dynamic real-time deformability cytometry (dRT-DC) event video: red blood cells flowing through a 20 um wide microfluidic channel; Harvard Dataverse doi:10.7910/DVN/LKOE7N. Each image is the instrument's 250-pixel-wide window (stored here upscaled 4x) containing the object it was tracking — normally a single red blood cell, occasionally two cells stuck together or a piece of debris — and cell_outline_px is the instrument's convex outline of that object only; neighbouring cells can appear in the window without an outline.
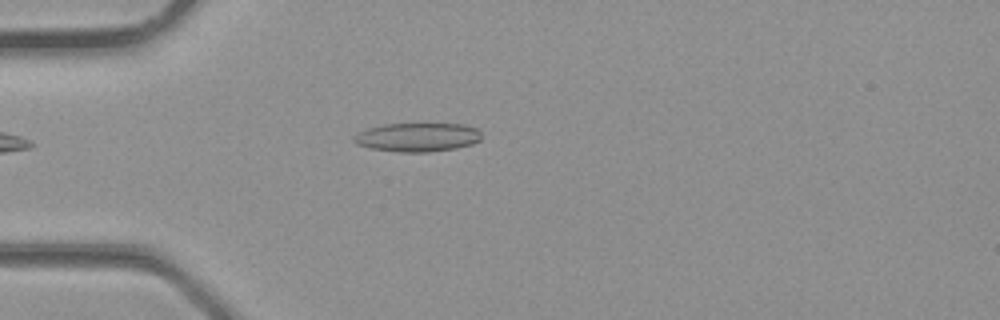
{"species": "common noctule bat (a hibernating species)", "species_latin": "Nyctalus noctula", "temperature_condition": "room temperature", "stored_images_in_passage": 28, "camera_frame_rate_fps": 3000, "um_per_image_px": 0.085, "animal": {"sex": "male", "body_mass_g": 23.1, "forearm_length_mm": 52.7}, "frame": {"image": 1, "passage_image": 3, "time_ms": 0.667, "image_size_px": [1000, 320], "cell_outline_px": [[480, 140], [472, 144], [456, 148], [428, 152], [400, 152], [372, 148], [356, 144], [352, 140], [360, 132], [368, 128], [384, 124], [464, 124], [476, 128], [480, 132]], "centroid_in_image_um": [35.51, 11.66], "position_along_channel_um": 49.5, "area_um2": 21.21}}
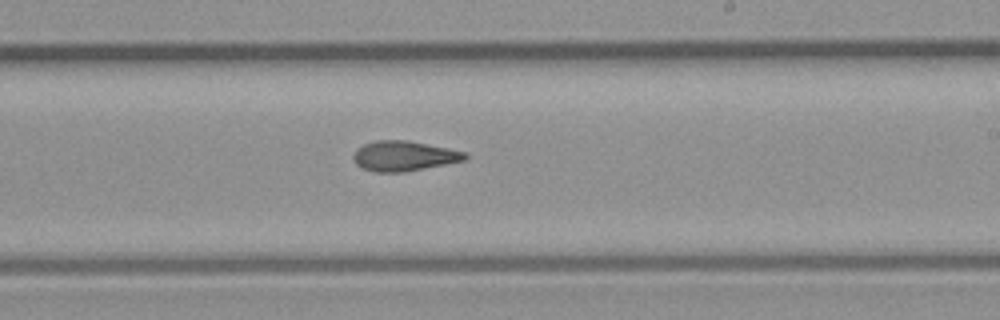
{"frame": {"image": 2, "passage_image": 14, "time_ms": 4.333, "image_size_px": [1000, 320], "cell_outline_px": [[468, 156], [464, 160], [404, 172], [372, 172], [356, 164], [352, 156], [356, 148], [364, 144], [376, 140], [408, 140], [468, 152]], "centroid_in_image_um": [34.31, 13.25], "position_along_channel_um": 254.7, "area_um2": 19.54}}
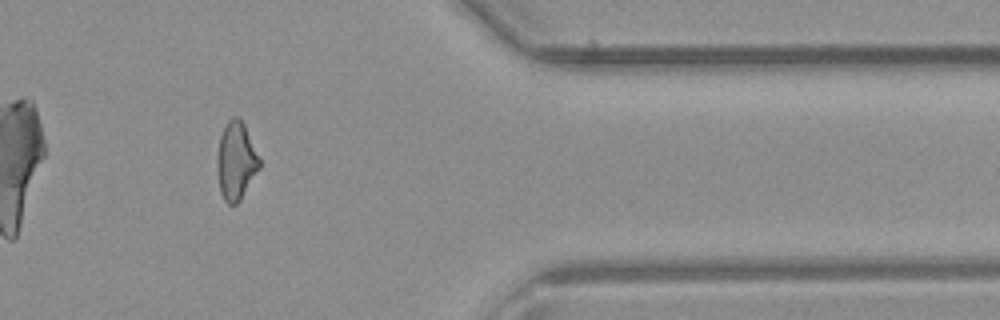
{"frame": {"image": 3, "passage_image": 22, "time_ms": 7.0, "image_size_px": [1000, 320], "cell_outline_px": [[260, 168], [240, 200], [236, 204], [228, 204], [224, 200], [220, 192], [216, 160], [216, 156], [220, 136], [224, 124], [232, 116], [236, 116], [244, 124], [260, 156]], "centroid_in_image_um": [20.06, 13.66], "position_along_channel_um": 391.3, "area_um2": 19.42}}